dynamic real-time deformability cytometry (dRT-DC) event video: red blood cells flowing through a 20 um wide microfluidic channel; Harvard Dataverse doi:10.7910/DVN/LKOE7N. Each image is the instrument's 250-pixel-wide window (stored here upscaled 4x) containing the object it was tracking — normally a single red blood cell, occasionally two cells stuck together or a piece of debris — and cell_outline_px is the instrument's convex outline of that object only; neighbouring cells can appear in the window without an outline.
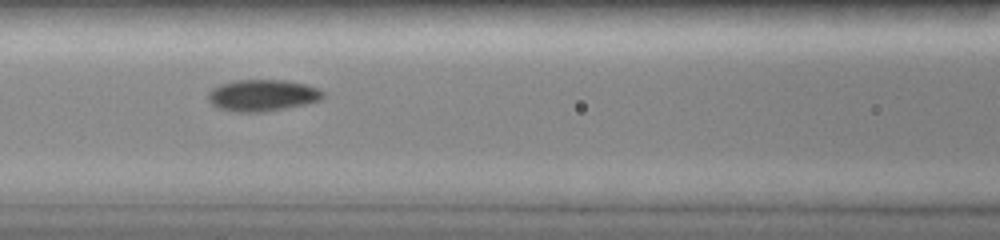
{"species": "common noctule bat (a hibernating species)", "species_latin": "Nyctalus noctula", "temperature_condition": "room temperature", "stored_images_in_passage": 11, "camera_frame_rate_fps": 3000, "um_per_image_px": 0.085, "animal": {"sex": "female", "body_mass_g": 19.0, "forearm_length_mm": 51.5}, "frame": {"image": 1, "passage_image": 4, "time_ms": 2.0, "image_size_px": [1000, 240], "cell_outline_px": [[324, 96], [320, 100], [304, 104], [264, 112], [232, 112], [220, 108], [212, 104], [208, 100], [208, 92], [212, 88], [220, 84], [236, 80], [284, 80], [304, 84], [316, 88], [324, 92]], "centroid_in_image_um": [22.27, 8.11], "position_along_channel_um": 144.3, "area_um2": 21.04}}
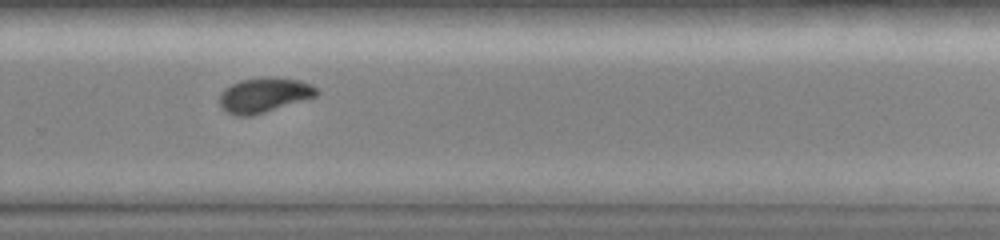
{"frame": {"image": 2, "passage_image": 10, "time_ms": 6.0, "image_size_px": [1000, 240], "cell_outline_px": [[320, 92], [316, 96], [252, 116], [236, 116], [228, 112], [220, 104], [220, 92], [224, 88], [240, 80], [264, 76], [276, 76], [300, 80], [312, 84]], "centroid_in_image_um": [22.46, 8.05], "position_along_channel_um": 307.3, "area_um2": 19.83}}